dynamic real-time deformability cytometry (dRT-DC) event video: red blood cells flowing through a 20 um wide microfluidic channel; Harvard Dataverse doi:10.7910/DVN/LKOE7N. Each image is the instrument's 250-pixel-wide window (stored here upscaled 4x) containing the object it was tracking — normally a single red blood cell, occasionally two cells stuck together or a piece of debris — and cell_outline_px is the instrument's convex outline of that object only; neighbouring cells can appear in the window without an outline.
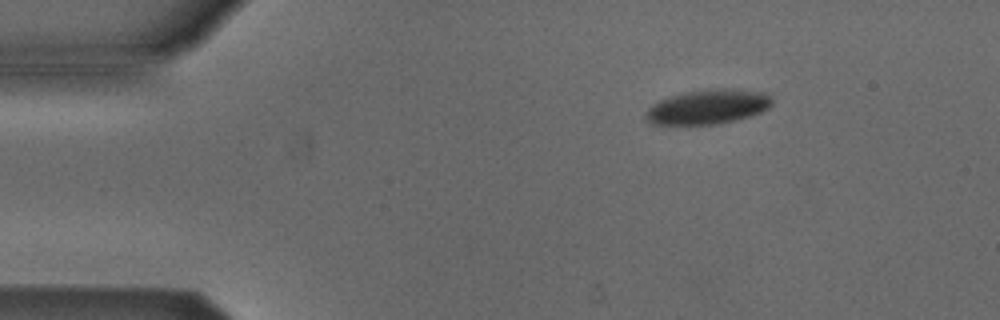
{"species": "Egyptian fruit bat (a non-hibernating species)", "species_latin": "Rousettus aegyptiacus", "temperature_condition": "cold", "stored_images_in_passage": 4, "camera_frame_rate_fps": 3000, "um_per_image_px": 0.085, "animal": {"sex": "male"}, "frame": {"image": 1, "passage_image": 2, "time_ms": 2.333, "image_size_px": [1000, 320], "cell_outline_px": [[772, 104], [768, 108], [760, 112], [748, 116], [716, 124], [652, 124], [644, 120], [644, 112], [652, 104], [660, 100], [684, 92], [720, 88], [736, 88], [768, 92], [772, 100]], "centroid_in_image_um": [60.17, 9.06], "position_along_channel_um": 24.8, "area_um2": 25.49}}